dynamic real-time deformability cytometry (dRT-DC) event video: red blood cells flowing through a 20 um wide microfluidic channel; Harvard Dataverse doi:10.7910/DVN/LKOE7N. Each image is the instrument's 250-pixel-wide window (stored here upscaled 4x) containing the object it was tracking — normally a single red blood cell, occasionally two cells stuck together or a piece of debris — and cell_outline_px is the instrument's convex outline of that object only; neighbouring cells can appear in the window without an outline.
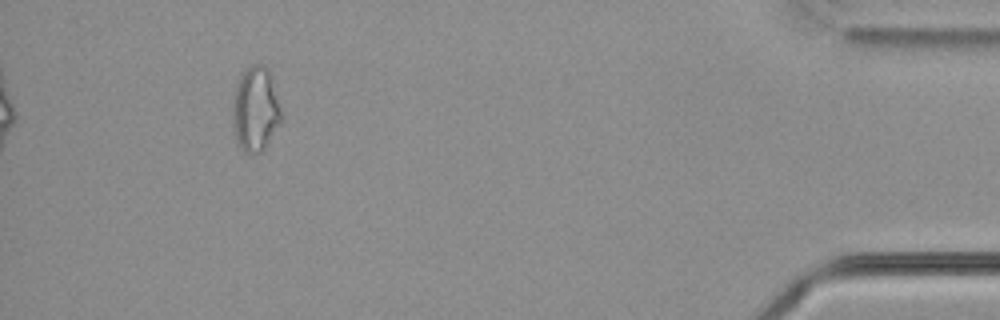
{"species": "common noctule bat (a hibernating species)", "species_latin": "Nyctalus noctula", "temperature_condition": "cold", "stored_images_in_passage": 44, "camera_frame_rate_fps": 3000, "um_per_image_px": 0.085, "animal": {"sex": "male", "body_mass_g": 21.5, "forearm_length_mm": 52.0}, "frame": {"image": 1, "passage_image": 40, "time_ms": 13.0, "image_size_px": [1000, 320], "cell_outline_px": [[284, 116], [280, 124], [264, 148], [260, 152], [252, 156], [248, 156], [244, 152], [236, 140], [232, 124], [232, 96], [236, 84], [240, 76], [252, 64], [264, 64], [268, 68]], "centroid_in_image_um": [21.71, 9.31], "position_along_channel_um": 413.5, "area_um2": 24.57}}